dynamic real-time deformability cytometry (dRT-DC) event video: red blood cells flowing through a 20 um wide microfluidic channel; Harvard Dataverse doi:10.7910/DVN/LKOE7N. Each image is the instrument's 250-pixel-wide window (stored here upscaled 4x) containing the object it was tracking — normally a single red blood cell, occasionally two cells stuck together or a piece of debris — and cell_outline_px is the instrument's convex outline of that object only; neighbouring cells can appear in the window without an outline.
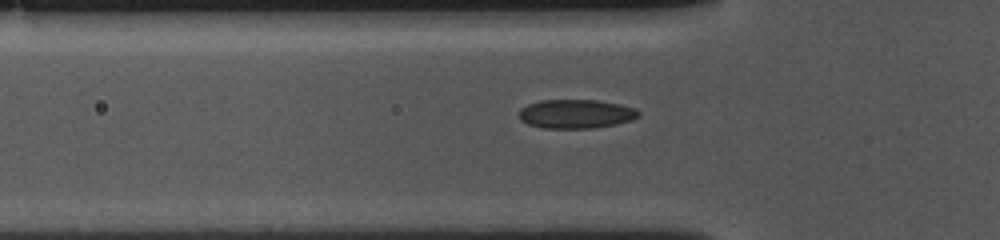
{"species": "common noctule bat (a hibernating species)", "species_latin": "Nyctalus noctula", "temperature_condition": "cold", "stored_images_in_passage": 37, "camera_frame_rate_fps": 3000, "um_per_image_px": 0.085, "animal": {"sex": "female", "body_mass_g": 10.0, "forearm_length_mm": 53.1}, "frame": {"image": 1, "passage_image": 9, "time_ms": 2.667, "image_size_px": [1000, 240], "cell_outline_px": [[640, 116], [632, 120], [616, 124], [592, 128], [544, 128], [528, 124], [520, 120], [516, 116], [520, 108], [528, 104], [540, 100], [596, 100], [620, 104], [636, 108], [640, 112]], "centroid_in_image_um": [48.94, 9.68], "position_along_channel_um": 76.9, "area_um2": 20.4}}
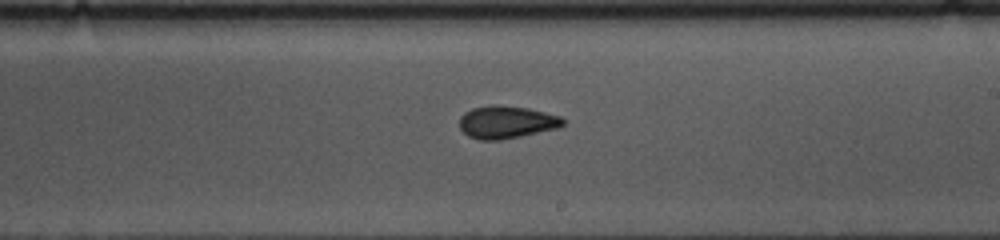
{"frame": {"image": 2, "passage_image": 23, "time_ms": 7.333, "image_size_px": [1000, 240], "cell_outline_px": [[564, 124], [556, 128], [520, 136], [500, 140], [480, 140], [468, 136], [460, 128], [460, 116], [464, 112], [472, 108], [528, 108], [560, 116], [564, 120]], "centroid_in_image_um": [43.04, 10.43], "position_along_channel_um": 246.0, "area_um2": 18.73}}
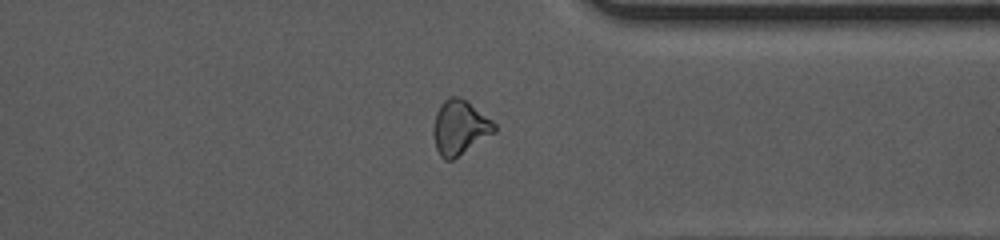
{"frame": {"image": 3, "passage_image": 34, "time_ms": 11.0, "image_size_px": [1000, 240], "cell_outline_px": [[496, 132], [452, 160], [444, 160], [440, 156], [436, 148], [432, 132], [432, 124], [436, 112], [440, 104], [448, 96], [460, 96], [468, 100], [492, 120], [496, 124]], "centroid_in_image_um": [39.06, 10.81], "position_along_channel_um": 372.3, "area_um2": 19.77}}